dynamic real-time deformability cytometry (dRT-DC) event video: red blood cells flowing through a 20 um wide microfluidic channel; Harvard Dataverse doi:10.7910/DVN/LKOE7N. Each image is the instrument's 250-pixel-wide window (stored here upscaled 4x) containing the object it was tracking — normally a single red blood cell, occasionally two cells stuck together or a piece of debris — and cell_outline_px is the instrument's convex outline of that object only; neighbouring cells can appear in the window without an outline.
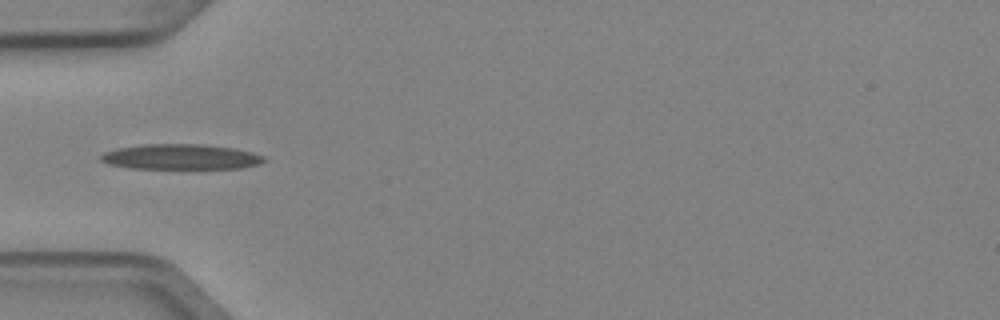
{"species": "Egyptian fruit bat (a non-hibernating species)", "species_latin": "Rousettus aegyptiacus", "temperature_condition": "cold", "stored_images_in_passage": 5, "camera_frame_rate_fps": 3000, "um_per_image_px": 0.085, "animal": {"sex": "female"}, "frame": {"image": 1, "passage_image": 5, "time_ms": 1.333, "image_size_px": [1000, 320], "cell_outline_px": [[268, 160], [260, 164], [240, 168], [132, 168], [108, 164], [100, 160], [100, 156], [104, 152], [116, 148], [144, 144], [200, 144], [232, 148], [252, 152], [264, 156]], "centroid_in_image_um": [15.37, 13.33], "position_along_channel_um": 69.6, "area_um2": 23.99}}